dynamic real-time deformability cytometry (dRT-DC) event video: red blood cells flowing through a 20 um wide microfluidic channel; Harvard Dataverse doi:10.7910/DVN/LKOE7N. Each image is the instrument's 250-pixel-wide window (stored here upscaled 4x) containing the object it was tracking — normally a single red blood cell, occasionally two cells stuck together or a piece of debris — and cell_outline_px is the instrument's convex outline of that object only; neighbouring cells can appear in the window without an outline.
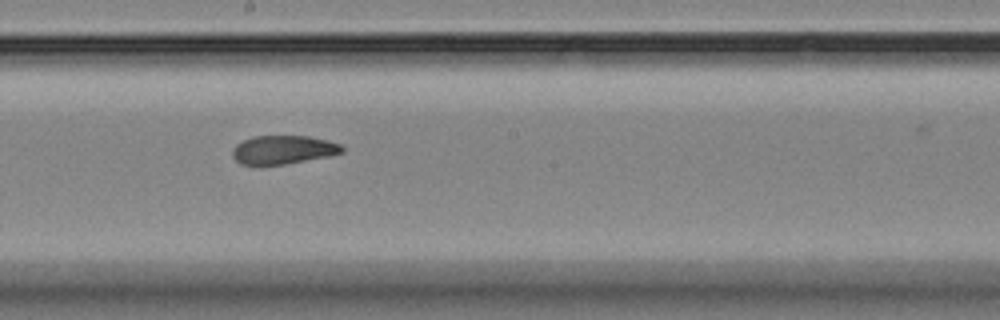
{"species": "Egyptian fruit bat (a non-hibernating species)", "species_latin": "Rousettus aegyptiacus", "temperature_condition": "room temperature", "stored_images_in_passage": 11, "camera_frame_rate_fps": 3000, "um_per_image_px": 0.085, "animal": {"sex": "female"}, "frame": {"image": 1, "passage_image": 6, "time_ms": 5.667, "image_size_px": [1000, 320], "cell_outline_px": [[344, 152], [328, 156], [284, 164], [240, 164], [232, 156], [232, 148], [236, 144], [252, 136], [308, 136], [328, 140], [340, 144], [344, 148]], "centroid_in_image_um": [24.07, 12.71], "position_along_channel_um": 224.1, "area_um2": 18.15}}
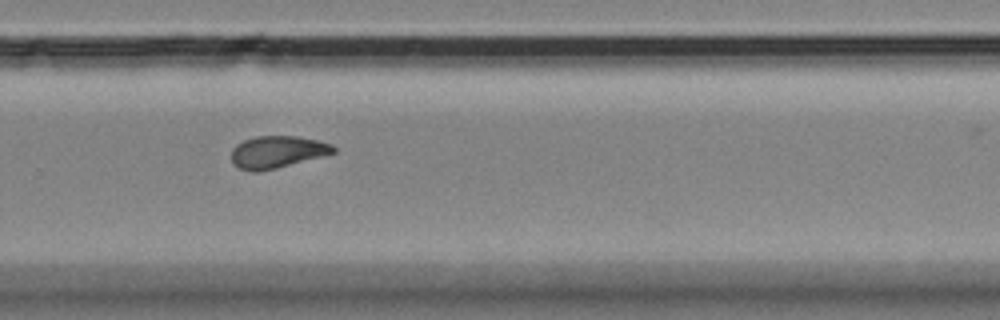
{"frame": {"image": 2, "passage_image": 8, "time_ms": 8.0, "image_size_px": [1000, 320], "cell_outline_px": [[336, 152], [276, 168], [260, 172], [252, 172], [240, 168], [232, 164], [232, 148], [236, 144], [244, 140], [256, 136], [296, 136], [316, 140], [332, 144], [336, 148]], "centroid_in_image_um": [23.53, 12.92], "position_along_channel_um": 306.3, "area_um2": 19.02}}
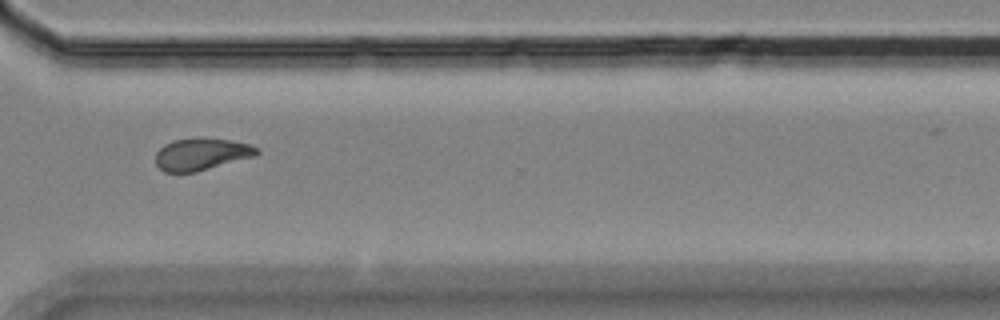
{"frame": {"image": 3, "passage_image": 9, "time_ms": 9.333, "image_size_px": [1000, 320], "cell_outline_px": [[260, 152], [256, 156], [196, 172], [164, 172], [156, 164], [156, 152], [164, 144], [172, 140], [200, 136], [228, 140], [248, 144], [256, 148]], "centroid_in_image_um": [17.1, 13.09], "position_along_channel_um": 353.5, "area_um2": 19.13}}